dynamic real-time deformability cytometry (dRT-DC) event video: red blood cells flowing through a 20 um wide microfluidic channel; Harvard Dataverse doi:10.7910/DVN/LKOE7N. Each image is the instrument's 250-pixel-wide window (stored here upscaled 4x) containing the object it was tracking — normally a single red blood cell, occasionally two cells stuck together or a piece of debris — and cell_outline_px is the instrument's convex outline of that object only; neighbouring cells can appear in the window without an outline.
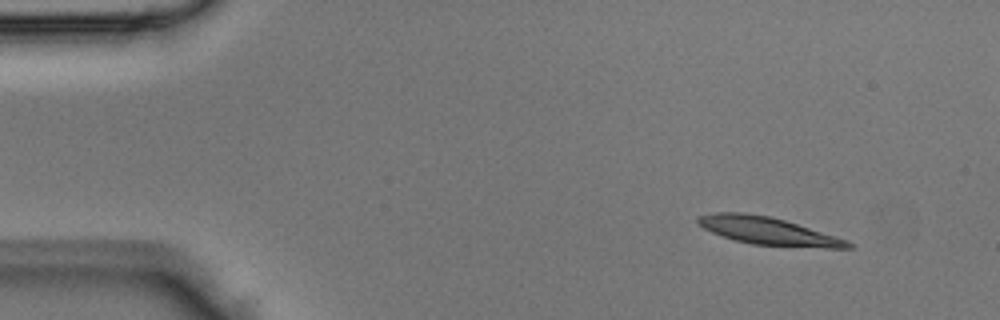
{"species": "Egyptian fruit bat (a non-hibernating species)", "species_latin": "Rousettus aegyptiacus", "temperature_condition": "room temperature", "stored_images_in_passage": 42, "camera_frame_rate_fps": 3000, "um_per_image_px": 0.085, "animal": {"sex": "male"}, "frame": {"image": 1, "passage_image": 3, "time_ms": 0.667, "image_size_px": [1000, 320], "cell_outline_px": [[852, 248], [828, 248], [752, 244], [736, 240], [712, 232], [704, 228], [696, 220], [700, 216], [716, 212], [744, 212], [772, 216], [848, 240], [852, 244]], "centroid_in_image_um": [65.31, 19.62], "position_along_channel_um": 19.7, "area_um2": 23.81}}
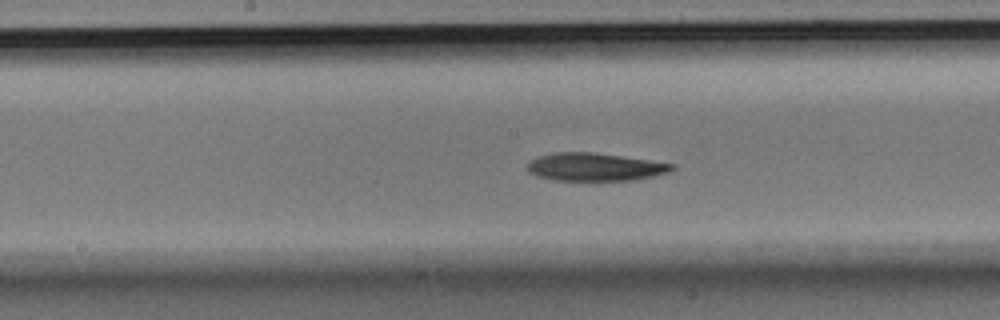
{"frame": {"image": 2, "passage_image": 20, "time_ms": 6.333, "image_size_px": [1000, 320], "cell_outline_px": [[676, 168], [668, 172], [652, 176], [628, 180], [556, 180], [540, 176], [528, 172], [528, 164], [536, 156], [552, 152], [592, 152], [676, 164]], "centroid_in_image_um": [50.56, 14.18], "position_along_channel_um": 197.6, "area_um2": 23.24}}
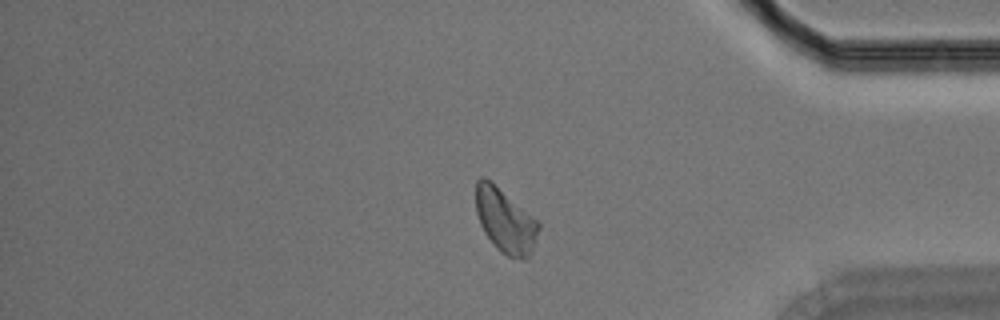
{"frame": {"image": 3, "passage_image": 34, "time_ms": 11.0, "image_size_px": [1000, 320], "cell_outline_px": [[540, 228], [532, 252], [524, 260], [520, 260], [508, 256], [500, 252], [496, 248], [484, 232], [480, 224], [476, 212], [476, 180], [480, 176], [484, 176], [540, 220]], "centroid_in_image_um": [42.97, 18.77], "position_along_channel_um": 392.2, "area_um2": 23.81}}